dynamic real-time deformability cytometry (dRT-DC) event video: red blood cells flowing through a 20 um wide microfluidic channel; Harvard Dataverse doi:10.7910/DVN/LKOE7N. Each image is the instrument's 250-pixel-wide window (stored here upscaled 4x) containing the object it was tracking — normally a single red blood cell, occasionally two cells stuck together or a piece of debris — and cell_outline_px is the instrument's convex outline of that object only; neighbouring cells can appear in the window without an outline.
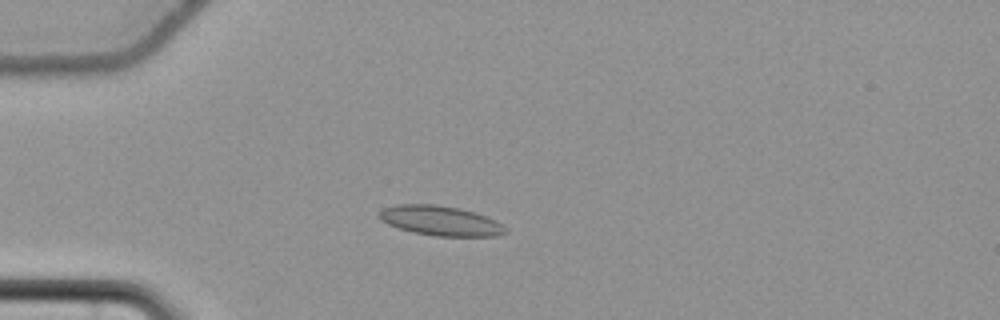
{"species": "common noctule bat (a hibernating species)", "species_latin": "Nyctalus noctula", "temperature_condition": "cold", "stored_images_in_passage": 57, "camera_frame_rate_fps": 3000, "um_per_image_px": 0.085, "animal": {"sex": "female", "body_mass_g": 22.7, "forearm_length_mm": 54.2}, "frame": {"image": 1, "passage_image": 16, "time_ms": 5.0, "image_size_px": [1000, 320], "cell_outline_px": [[508, 232], [496, 236], [436, 236], [412, 232], [388, 224], [380, 220], [380, 212], [384, 208], [396, 204], [436, 204], [460, 208], [476, 212], [496, 220], [508, 228]], "centroid_in_image_um": [37.49, 18.76], "position_along_channel_um": 47.5, "area_um2": 22.02}}
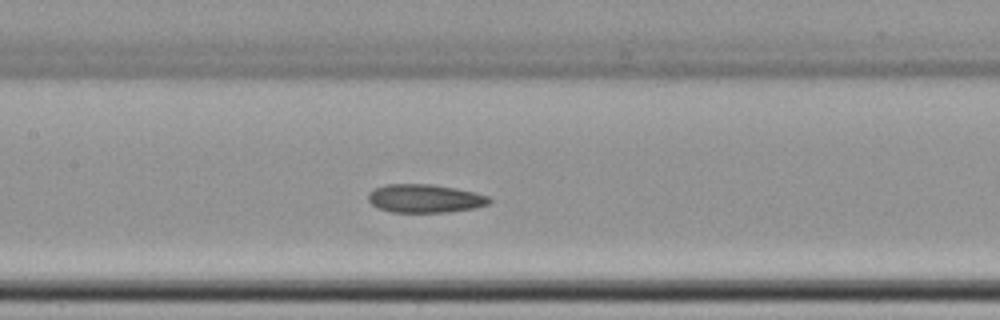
{"frame": {"image": 2, "passage_image": 28, "time_ms": 9.0, "image_size_px": [1000, 320], "cell_outline_px": [[492, 200], [488, 204], [476, 208], [448, 212], [392, 212], [380, 208], [372, 204], [368, 200], [368, 192], [384, 184], [432, 184], [456, 188], [476, 192], [488, 196]], "centroid_in_image_um": [36.14, 16.86], "position_along_channel_um": 171.3, "area_um2": 20.11}}
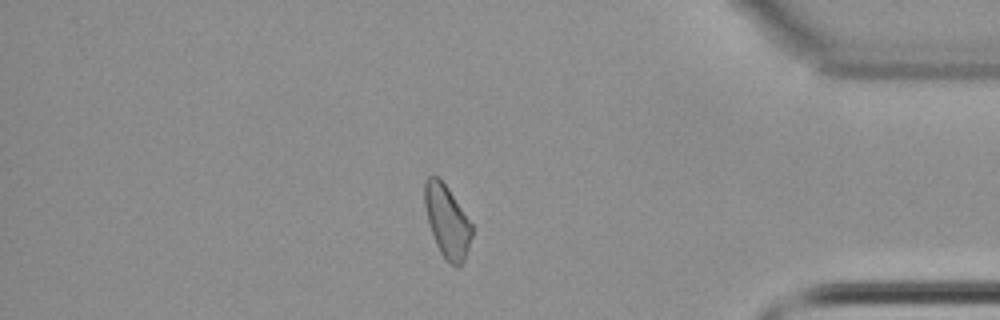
{"frame": {"image": 3, "passage_image": 49, "time_ms": 16.0, "image_size_px": [1000, 320], "cell_outline_px": [[472, 236], [464, 260], [456, 268], [444, 260], [436, 244], [428, 220], [424, 204], [424, 180], [428, 176], [436, 176], [448, 188], [472, 224]], "centroid_in_image_um": [37.99, 18.83], "position_along_channel_um": 397.2, "area_um2": 19.77}, "authors_computed_cell_mechanics": {"area_um2": 20.3456, "velocity_mm_per_s": 3.6463, "shape_relaxation_time_tau1_ms": 2.8601, "shape_relaxation_time_tau2_ms": 4.7316, "deformation_change_tau1": 0.069, "deformation_change_tau2": 0.1129}}